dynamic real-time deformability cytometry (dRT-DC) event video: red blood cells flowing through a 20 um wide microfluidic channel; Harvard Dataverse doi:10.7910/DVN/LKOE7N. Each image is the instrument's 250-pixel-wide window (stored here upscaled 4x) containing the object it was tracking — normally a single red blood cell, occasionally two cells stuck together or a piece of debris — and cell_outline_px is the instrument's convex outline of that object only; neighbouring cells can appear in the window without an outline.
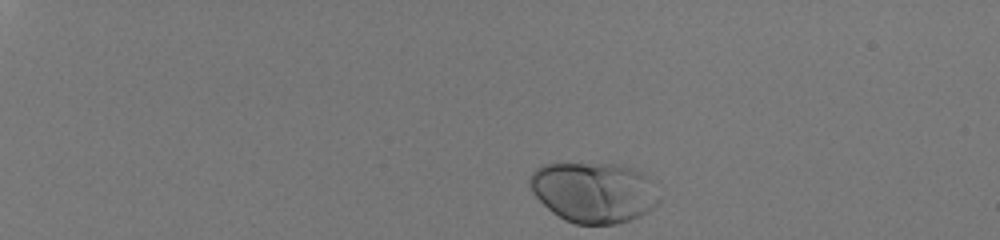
{"species": "human", "species_latin": "Homo sapiens", "temperature_condition": "room temperature", "stored_images_in_passage": 38, "camera_frame_rate_fps": 3000, "um_per_image_px": 0.085, "donor": {"sex": "male"}, "frame": {"image": 1, "passage_image": 1, "time_ms": 0.0, "image_size_px": [1000, 240], "cell_outline_px": [[660, 200], [652, 208], [640, 216], [616, 224], [576, 224], [564, 220], [552, 212], [532, 192], [528, 184], [528, 176], [536, 168], [544, 164], [616, 164], [632, 168], [644, 172], [648, 176]], "centroid_in_image_um": [50.45, 16.34], "position_along_channel_um": 34.6, "area_um2": 45.55}}
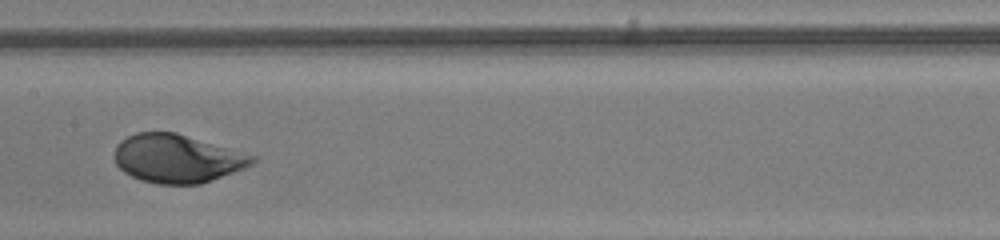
{"frame": {"image": 2, "passage_image": 22, "time_ms": 7.0, "image_size_px": [1000, 240], "cell_outline_px": [[256, 160], [252, 164], [244, 168], [200, 184], [156, 184], [140, 180], [124, 172], [116, 164], [116, 144], [120, 140], [136, 132], [176, 132], [256, 156]], "centroid_in_image_um": [15.04, 13.47], "position_along_channel_um": 192.4, "area_um2": 38.61}}
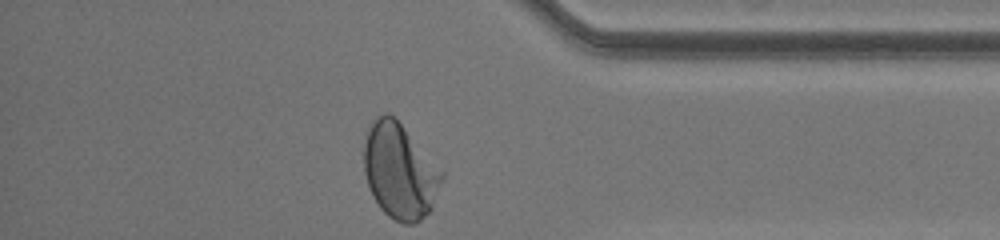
{"frame": {"image": 3, "passage_image": 38, "time_ms": 12.333, "image_size_px": [1000, 240], "cell_outline_px": [[444, 176], [432, 208], [416, 224], [404, 224], [388, 216], [380, 208], [372, 196], [364, 172], [364, 144], [368, 128], [372, 120], [376, 116], [384, 112], [388, 112], [400, 124], [444, 172]], "centroid_in_image_um": [33.96, 14.56], "position_along_channel_um": 401.2, "area_um2": 43.0}, "authors_computed_cell_mechanics": {"area_um2": 40.171, "velocity_mm_per_s": 4.0531, "shape_relaxation_time_tau1_ms": 2.21, "shape_relaxation_time_tau2_ms": null, "deformation_change_tau1": 0.1491, "deformation_change_tau2": null}}